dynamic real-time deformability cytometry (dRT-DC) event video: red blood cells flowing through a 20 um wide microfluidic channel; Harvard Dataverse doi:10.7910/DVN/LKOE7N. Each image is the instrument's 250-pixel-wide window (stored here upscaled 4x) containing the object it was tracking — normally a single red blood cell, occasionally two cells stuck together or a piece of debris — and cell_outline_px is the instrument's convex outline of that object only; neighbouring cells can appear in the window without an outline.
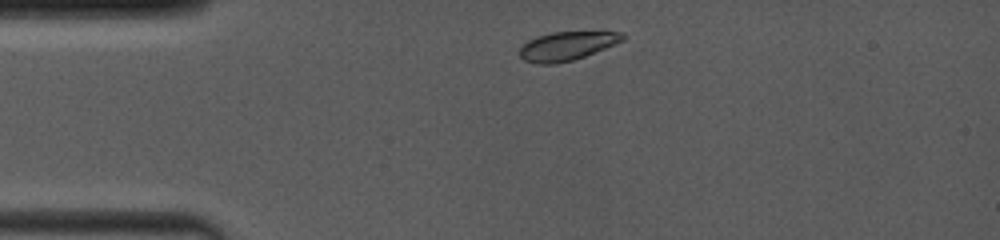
{"species": "common noctule bat (a hibernating species)", "species_latin": "Nyctalus noctula", "temperature_condition": "room temperature", "stored_images_in_passage": 21, "camera_frame_rate_fps": 4000, "um_per_image_px": 0.085, "animal": {"sex": "female", "body_mass_g": 19.0, "forearm_length_mm": 53.3}, "frame": {"image": 1, "passage_image": 2, "time_ms": 0.25, "image_size_px": [1000, 240], "cell_outline_px": [[624, 40], [616, 44], [584, 56], [572, 60], [556, 64], [536, 64], [524, 60], [520, 56], [520, 48], [528, 40], [536, 36], [552, 32], [624, 32]], "centroid_in_image_um": [48.17, 3.91], "position_along_channel_um": 36.8, "area_um2": 17.17}}
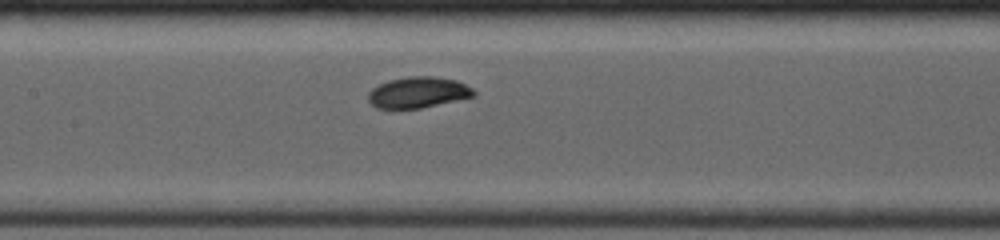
{"frame": {"image": 2, "passage_image": 13, "time_ms": 4.5, "image_size_px": [1000, 240], "cell_outline_px": [[476, 96], [420, 108], [376, 108], [368, 100], [368, 92], [372, 88], [388, 80], [408, 76], [432, 76], [456, 80], [472, 88], [476, 92]], "centroid_in_image_um": [35.53, 7.85], "position_along_channel_um": 171.9, "area_um2": 19.02}}
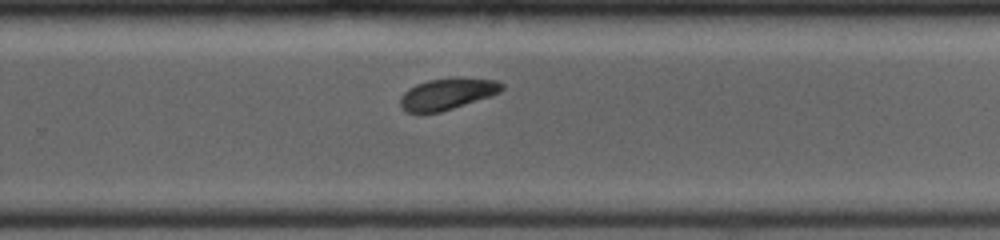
{"frame": {"image": 3, "passage_image": 21, "time_ms": 7.5, "image_size_px": [1000, 240], "cell_outline_px": [[504, 88], [500, 92], [492, 96], [440, 112], [404, 112], [400, 108], [400, 96], [408, 88], [416, 84], [428, 80], [456, 76], [496, 80], [504, 84]], "centroid_in_image_um": [38.03, 7.96], "position_along_channel_um": 291.8, "area_um2": 18.96}}